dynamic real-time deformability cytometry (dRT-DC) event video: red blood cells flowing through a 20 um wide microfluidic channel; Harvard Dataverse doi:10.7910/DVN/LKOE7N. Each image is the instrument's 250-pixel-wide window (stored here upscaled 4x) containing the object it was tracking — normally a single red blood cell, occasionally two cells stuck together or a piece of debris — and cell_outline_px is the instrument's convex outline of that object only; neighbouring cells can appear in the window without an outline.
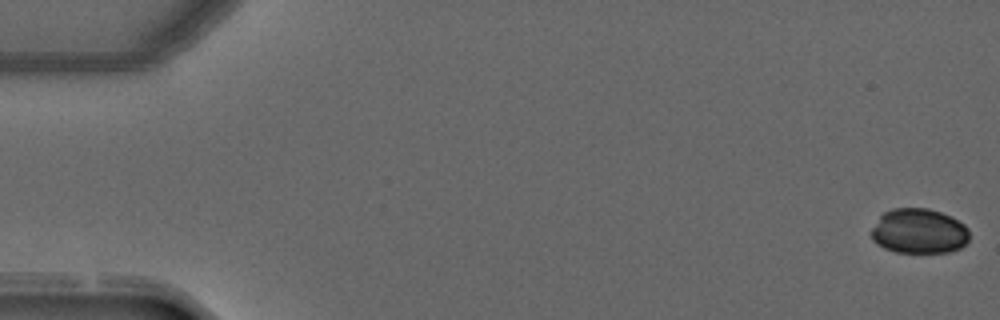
{"species": "common noctule bat (a hibernating species)", "species_latin": "Nyctalus noctula", "temperature_condition": "warm", "stored_images_in_passage": 20, "camera_frame_rate_fps": 3000, "um_per_image_px": 0.085, "animal": {"sex": "male", "forearm_length_mm": 52.5}, "frame": {"image": 1, "passage_image": 1, "time_ms": 0.0, "image_size_px": [1000, 320], "cell_outline_px": [[968, 240], [960, 248], [948, 252], [896, 252], [884, 248], [876, 244], [872, 240], [872, 228], [880, 216], [884, 212], [892, 208], [928, 208], [952, 216], [964, 224], [968, 228]], "centroid_in_image_um": [78.11, 19.64], "position_along_channel_um": 6.9, "area_um2": 25.72}}
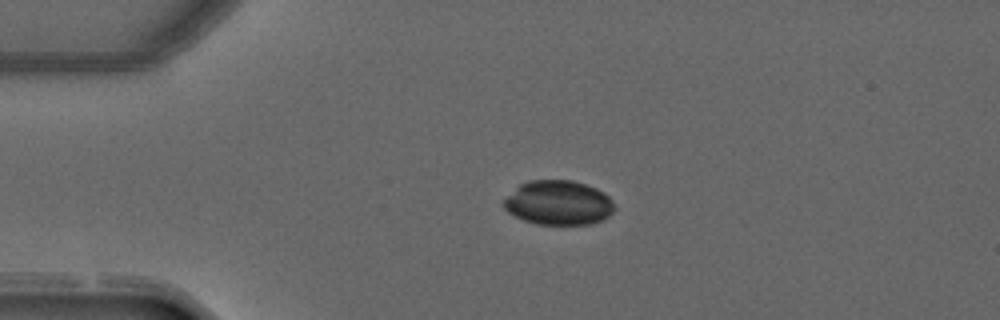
{"frame": {"image": 2, "passage_image": 12, "time_ms": 3.667, "image_size_px": [1000, 320], "cell_outline_px": [[616, 208], [604, 220], [592, 224], [536, 224], [524, 220], [508, 212], [504, 208], [504, 200], [520, 184], [528, 180], [572, 180], [596, 188], [604, 192], [616, 204]], "centroid_in_image_um": [47.51, 17.24], "position_along_channel_um": 37.5, "area_um2": 28.73}}